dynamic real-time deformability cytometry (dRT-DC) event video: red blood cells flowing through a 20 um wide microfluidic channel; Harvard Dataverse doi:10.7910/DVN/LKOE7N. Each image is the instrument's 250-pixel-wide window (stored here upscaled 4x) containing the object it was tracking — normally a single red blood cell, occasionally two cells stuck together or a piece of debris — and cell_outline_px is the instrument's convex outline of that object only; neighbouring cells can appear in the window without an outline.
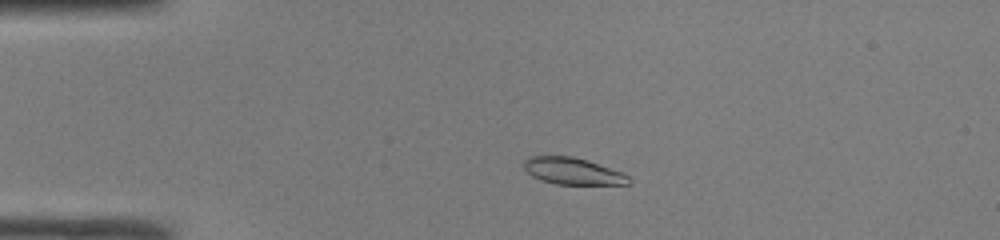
{"species": "common noctule bat (a hibernating species)", "species_latin": "Nyctalus noctula", "temperature_condition": "room temperature", "stored_images_in_passage": 39, "camera_frame_rate_fps": 3000, "um_per_image_px": 0.085, "animal": {"sex": "male", "body_mass_g": 19.0, "forearm_length_mm": 50.8}, "frame": {"image": 1, "passage_image": 1, "time_ms": 0.0, "image_size_px": [1000, 240], "cell_outline_px": [[632, 184], [556, 184], [540, 180], [532, 176], [524, 168], [524, 160], [528, 156], [572, 156], [588, 160], [624, 172], [632, 180]], "centroid_in_image_um": [48.71, 14.54], "position_along_channel_um": 36.3, "area_um2": 16.53}}
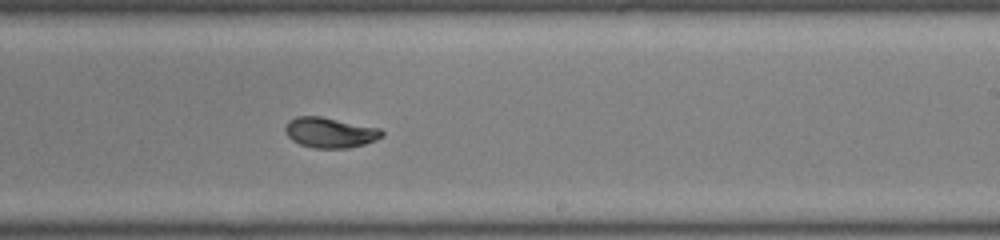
{"frame": {"image": 2, "passage_image": 20, "time_ms": 6.333, "image_size_px": [1000, 240], "cell_outline_px": [[384, 136], [376, 140], [364, 144], [348, 148], [312, 148], [300, 144], [292, 140], [288, 136], [284, 128], [288, 120], [296, 116], [320, 116], [380, 128], [384, 132]], "centroid_in_image_um": [28.05, 11.26], "position_along_channel_um": 261.0, "area_um2": 17.17}}
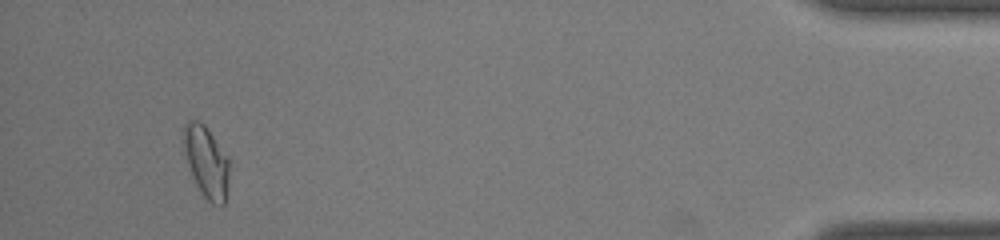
{"frame": {"image": 3, "passage_image": 36, "time_ms": 11.667, "image_size_px": [1000, 240], "cell_outline_px": [[228, 196], [224, 204], [212, 204], [200, 192], [192, 176], [184, 152], [184, 124], [188, 120], [200, 120], [204, 124], [228, 156]], "centroid_in_image_um": [17.55, 13.76], "position_along_channel_um": 417.6, "area_um2": 19.02}, "authors_computed_cell_mechanics": {"area_um2": 17.34, "velocity_mm_per_s": 4.1999, "shape_relaxation_time_tau1_ms": 6.2258, "shape_relaxation_time_tau2_ms": 0.8074, "deformation_change_tau1": 0.1783, "deformation_change_tau2": 0.0502}}